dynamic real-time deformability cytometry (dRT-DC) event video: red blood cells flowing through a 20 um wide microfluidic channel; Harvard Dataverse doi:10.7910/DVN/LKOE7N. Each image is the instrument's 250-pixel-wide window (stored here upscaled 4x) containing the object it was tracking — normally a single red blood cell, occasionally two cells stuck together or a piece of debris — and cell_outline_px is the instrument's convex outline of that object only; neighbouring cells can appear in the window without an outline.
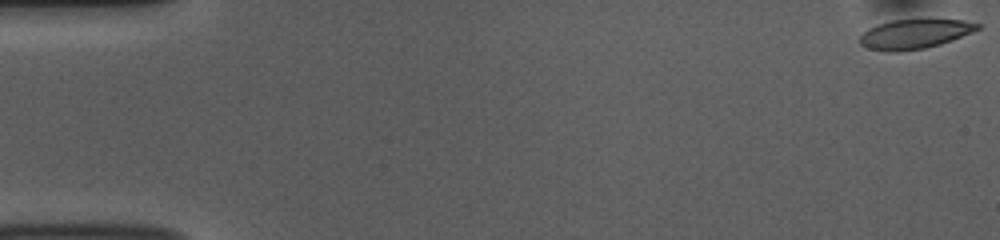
{"species": "common noctule bat (a hibernating species)", "species_latin": "Nyctalus noctula", "temperature_condition": "room temperature", "stored_images_in_passage": 54, "camera_frame_rate_fps": 3000, "um_per_image_px": 0.085, "animal": {"sex": "female", "body_mass_g": 10.0, "forearm_length_mm": 53.1}, "frame": {"image": 1, "passage_image": 1, "time_ms": 0.0, "image_size_px": [1000, 240], "cell_outline_px": [[980, 28], [972, 32], [952, 40], [940, 44], [924, 48], [900, 52], [884, 52], [868, 48], [860, 44], [860, 36], [868, 28], [876, 24], [892, 20], [964, 20], [980, 24]], "centroid_in_image_um": [77.7, 2.9], "position_along_channel_um": 7.3, "area_um2": 20.17}}
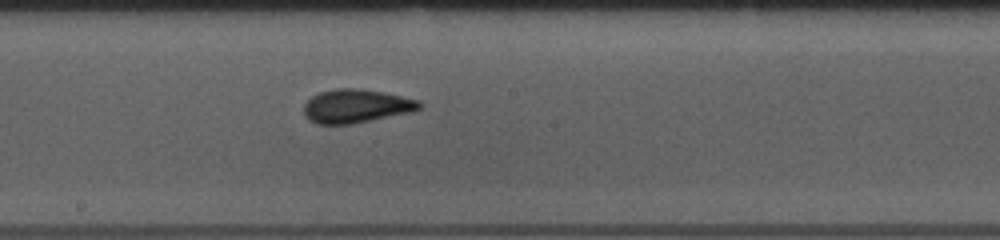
{"frame": {"image": 2, "passage_image": 29, "time_ms": 9.333, "image_size_px": [1000, 240], "cell_outline_px": [[424, 108], [412, 112], [352, 124], [316, 124], [308, 120], [304, 116], [304, 104], [312, 96], [320, 92], [336, 88], [356, 88], [380, 92], [420, 100], [424, 104]], "centroid_in_image_um": [30.29, 9.03], "position_along_channel_um": 217.9, "area_um2": 22.77}}
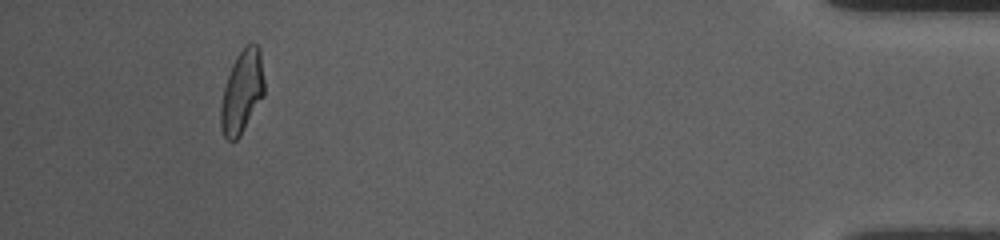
{"frame": {"image": 3, "passage_image": 50, "time_ms": 16.333, "image_size_px": [1000, 240], "cell_outline_px": [[264, 96], [240, 136], [236, 140], [228, 140], [224, 136], [220, 128], [220, 108], [224, 88], [232, 64], [236, 56], [244, 44], [252, 40], [260, 48], [264, 80]], "centroid_in_image_um": [20.58, 7.76], "position_along_channel_um": 414.6, "area_um2": 21.33}, "authors_computed_cell_mechanics": {"area_um2": 21.7039, "velocity_mm_per_s": 3.7427, "shape_relaxation_time_tau1_ms": 3.4121, "shape_relaxation_time_tau2_ms": 1.5935, "deformation_change_tau1": 0.1276, "deformation_change_tau2": 0.0639}}